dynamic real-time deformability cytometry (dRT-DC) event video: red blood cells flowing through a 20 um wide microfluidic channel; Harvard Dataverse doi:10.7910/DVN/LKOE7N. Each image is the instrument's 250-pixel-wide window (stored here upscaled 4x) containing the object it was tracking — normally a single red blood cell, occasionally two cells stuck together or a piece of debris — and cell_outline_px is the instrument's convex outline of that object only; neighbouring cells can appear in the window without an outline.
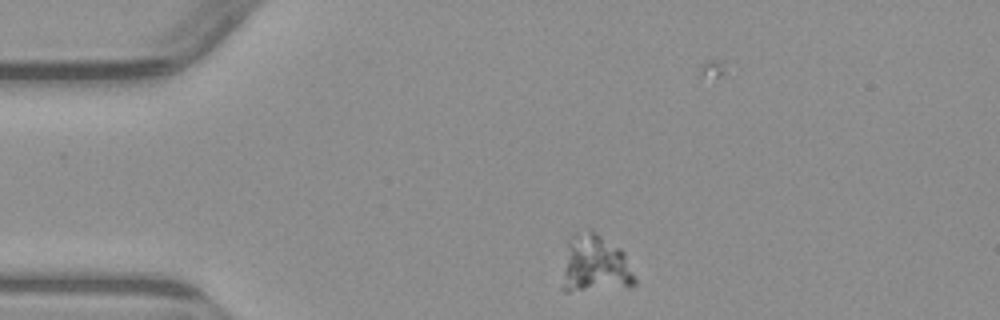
{"species": "common noctule bat (a hibernating species)", "species_latin": "Nyctalus noctula", "temperature_condition": "warm", "stored_images_in_passage": 3, "camera_frame_rate_fps": 3000, "um_per_image_px": 0.085, "animal": {"sex": "male", "body_mass_g": 23.1, "forearm_length_mm": 52.7}, "frame": {"image": 1, "passage_image": 2, "time_ms": 1.333, "image_size_px": [1000, 320], "cell_outline_px": [[636, 284], [628, 288], [568, 292], [564, 292], [564, 268], [568, 236], [572, 232], [588, 228], [596, 232], [620, 248], [624, 252], [636, 276]], "centroid_in_image_um": [50.61, 22.44], "position_along_channel_um": 34.4, "area_um2": 25.03}}